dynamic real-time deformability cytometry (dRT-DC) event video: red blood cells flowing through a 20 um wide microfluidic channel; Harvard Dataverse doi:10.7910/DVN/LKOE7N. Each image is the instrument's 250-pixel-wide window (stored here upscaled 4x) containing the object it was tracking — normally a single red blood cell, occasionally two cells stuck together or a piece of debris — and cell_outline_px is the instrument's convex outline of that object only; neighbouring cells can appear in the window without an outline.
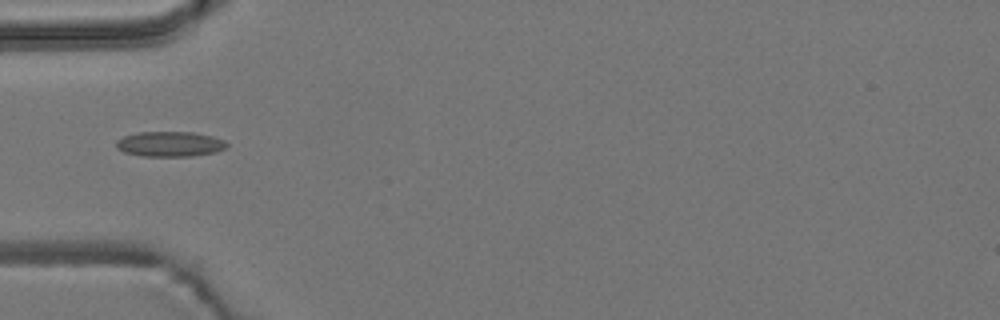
{"species": "common noctule bat (a hibernating species)", "species_latin": "Nyctalus noctula", "temperature_condition": "room temperature", "stored_images_in_passage": 39, "camera_frame_rate_fps": 3000, "um_per_image_px": 0.085, "animal": {"sex": "male", "body_mass_g": 19.2, "forearm_length_mm": 51.8}, "frame": {"image": 1, "passage_image": 1, "time_ms": 0.0, "image_size_px": [1000, 320], "cell_outline_px": [[228, 144], [224, 148], [216, 152], [192, 156], [140, 156], [124, 152], [116, 148], [116, 140], [124, 136], [136, 132], [192, 132], [212, 136], [224, 140]], "centroid_in_image_um": [14.41, 12.24], "position_along_channel_um": 70.6, "area_um2": 16.24}}
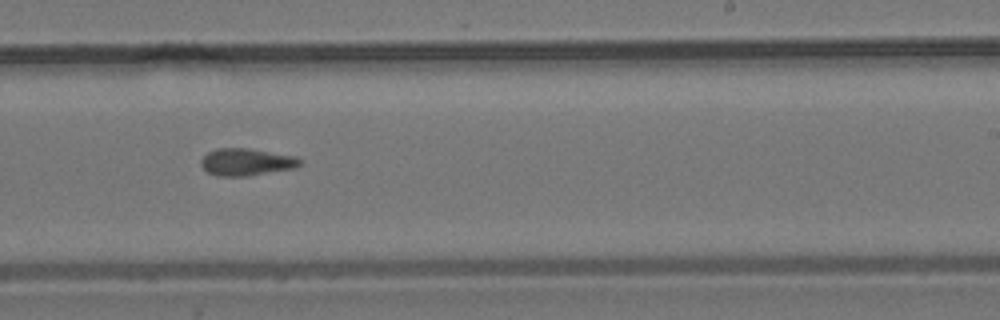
{"frame": {"image": 2, "passage_image": 17, "time_ms": 5.333, "image_size_px": [1000, 320], "cell_outline_px": [[304, 160], [296, 168], [248, 176], [216, 176], [208, 172], [200, 164], [200, 160], [208, 152], [216, 148], [248, 148], [296, 156]], "centroid_in_image_um": [20.97, 13.77], "position_along_channel_um": 268.0, "area_um2": 15.84}}
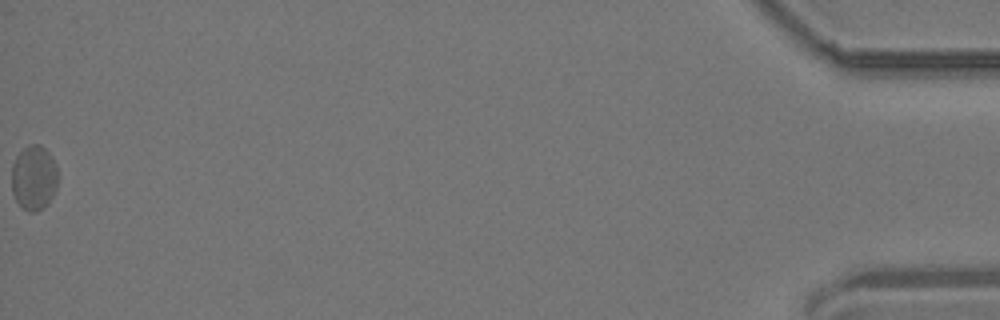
{"frame": {"image": 3, "passage_image": 39, "time_ms": 12.667, "image_size_px": [1000, 320], "cell_outline_px": [[56, 188], [52, 196], [36, 212], [28, 212], [16, 200], [12, 192], [12, 164], [16, 156], [28, 144], [40, 144], [52, 156], [56, 164]], "centroid_in_image_um": [2.86, 15.07], "position_along_channel_um": 432.3, "area_um2": 17.17}, "authors_computed_cell_mechanics": {"area_um2": 15.606, "velocity_mm_per_s": 3.6904, "shape_relaxation_time_tau1_ms": null, "shape_relaxation_time_tau2_ms": 3.2052, "deformation_change_tau1": null, "deformation_change_tau2": 0.0814}}